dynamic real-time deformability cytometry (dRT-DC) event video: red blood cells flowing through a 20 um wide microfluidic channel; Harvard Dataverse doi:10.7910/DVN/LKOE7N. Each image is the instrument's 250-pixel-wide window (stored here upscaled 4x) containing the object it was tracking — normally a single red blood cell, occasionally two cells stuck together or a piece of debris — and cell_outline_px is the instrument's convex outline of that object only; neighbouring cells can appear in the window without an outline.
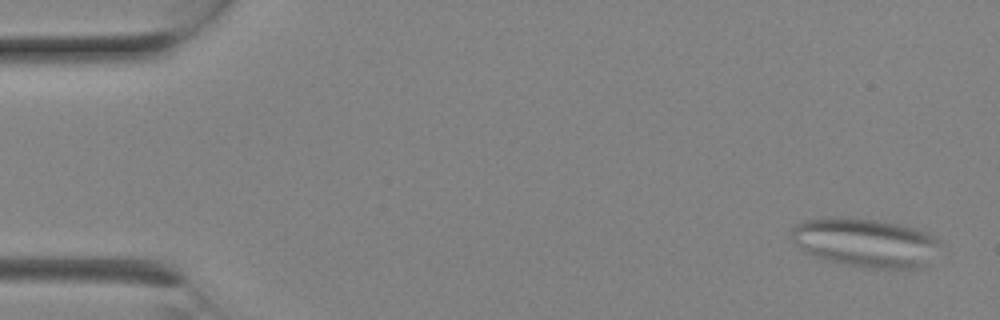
{"species": "Egyptian fruit bat (a non-hibernating species)", "species_latin": "Rousettus aegyptiacus", "temperature_condition": "room temperature", "stored_images_in_passage": 9, "camera_frame_rate_fps": 3000, "um_per_image_px": 0.085, "animal": {"sex": "female"}, "frame": {"image": 1, "passage_image": 1, "time_ms": 0.0, "image_size_px": [1000, 320], "cell_outline_px": [[940, 244], [924, 264], [916, 268], [864, 268], [828, 260], [804, 252], [792, 240], [792, 228], [796, 224], [804, 220], [836, 216], [876, 220], [916, 228], [928, 232], [936, 236], [940, 240]], "centroid_in_image_um": [73.52, 20.6], "position_along_channel_um": 11.5, "area_um2": 41.96}}
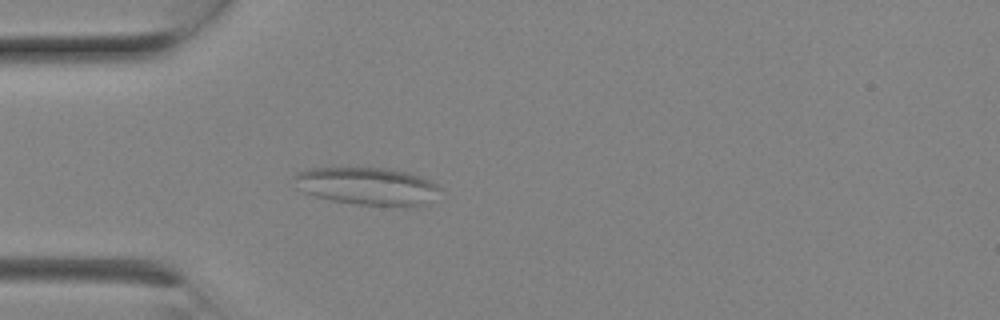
{"frame": {"image": 2, "passage_image": 6, "time_ms": 1.667, "image_size_px": [1000, 320], "cell_outline_px": [[440, 188], [424, 204], [404, 208], [360, 204], [332, 200], [316, 196], [304, 192], [300, 188], [296, 176], [296, 172], [308, 168], [384, 168], [408, 172], [432, 180]], "centroid_in_image_um": [31.26, 15.83], "position_along_channel_um": 53.7, "area_um2": 31.62}}